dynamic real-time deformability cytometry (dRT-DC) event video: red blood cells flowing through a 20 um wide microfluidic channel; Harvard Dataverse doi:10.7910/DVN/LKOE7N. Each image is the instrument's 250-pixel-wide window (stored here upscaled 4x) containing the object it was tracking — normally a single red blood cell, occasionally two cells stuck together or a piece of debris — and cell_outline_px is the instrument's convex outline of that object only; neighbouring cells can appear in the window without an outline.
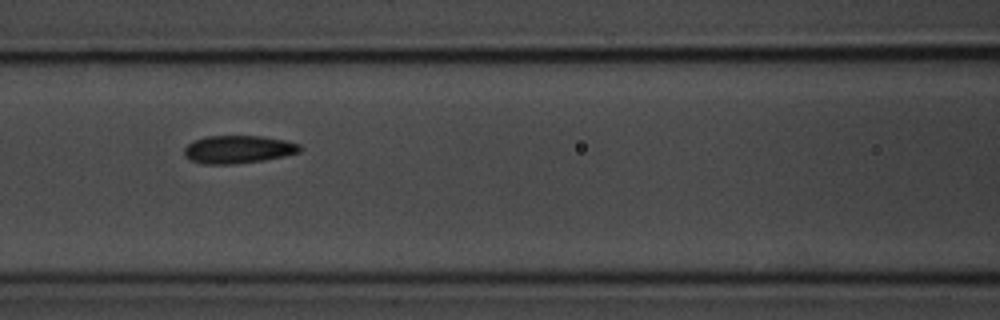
{"species": "common noctule bat (a hibernating species)", "species_latin": "Nyctalus noctula", "temperature_condition": "room temperature", "stored_images_in_passage": 10, "camera_frame_rate_fps": 3000, "um_per_image_px": 0.085, "animal": {"sex": "male", "body_mass_g": 20.1, "forearm_length_mm": 53.5}, "frame": {"image": 1, "passage_image": 5, "time_ms": 4.667, "image_size_px": [1000, 320], "cell_outline_px": [[300, 152], [284, 156], [264, 160], [236, 164], [204, 164], [192, 160], [184, 156], [184, 148], [192, 140], [208, 136], [264, 136], [284, 140], [300, 144]], "centroid_in_image_um": [20.23, 12.69], "position_along_channel_um": 146.4, "area_um2": 18.84}}
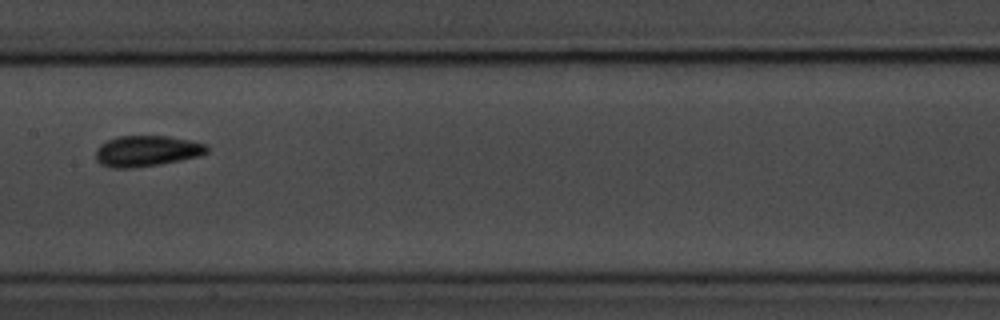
{"frame": {"image": 2, "passage_image": 6, "time_ms": 6.0, "image_size_px": [1000, 320], "cell_outline_px": [[208, 152], [200, 156], [160, 164], [132, 168], [112, 168], [100, 164], [96, 160], [96, 148], [100, 144], [116, 136], [168, 136], [208, 144]], "centroid_in_image_um": [12.46, 12.83], "position_along_channel_um": 194.9, "area_um2": 20.11}}